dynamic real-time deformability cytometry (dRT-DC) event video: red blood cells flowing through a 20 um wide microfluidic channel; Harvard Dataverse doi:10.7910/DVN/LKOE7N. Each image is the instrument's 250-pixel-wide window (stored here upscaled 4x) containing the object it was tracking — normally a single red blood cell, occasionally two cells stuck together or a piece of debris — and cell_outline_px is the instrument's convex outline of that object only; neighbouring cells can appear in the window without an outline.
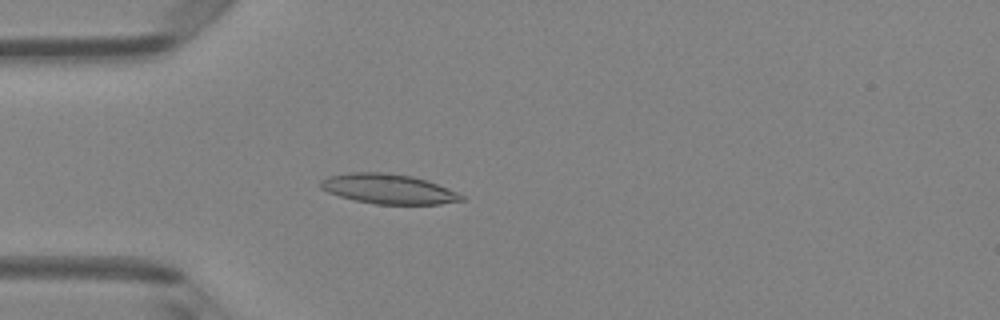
{"species": "Egyptian fruit bat (a non-hibernating species)", "species_latin": "Rousettus aegyptiacus", "temperature_condition": "room temperature", "stored_images_in_passage": 2, "camera_frame_rate_fps": 3000, "um_per_image_px": 0.085, "animal": {"sex": "female"}, "frame": {"image": 1, "passage_image": 2, "time_ms": 1.333, "image_size_px": [1000, 320], "cell_outline_px": [[464, 200], [440, 204], [376, 204], [356, 200], [340, 196], [328, 192], [320, 188], [320, 180], [328, 176], [352, 172], [388, 172], [412, 176], [428, 180], [448, 188], [464, 196]], "centroid_in_image_um": [33.01, 16.05], "position_along_channel_um": 52.0, "area_um2": 24.51}}